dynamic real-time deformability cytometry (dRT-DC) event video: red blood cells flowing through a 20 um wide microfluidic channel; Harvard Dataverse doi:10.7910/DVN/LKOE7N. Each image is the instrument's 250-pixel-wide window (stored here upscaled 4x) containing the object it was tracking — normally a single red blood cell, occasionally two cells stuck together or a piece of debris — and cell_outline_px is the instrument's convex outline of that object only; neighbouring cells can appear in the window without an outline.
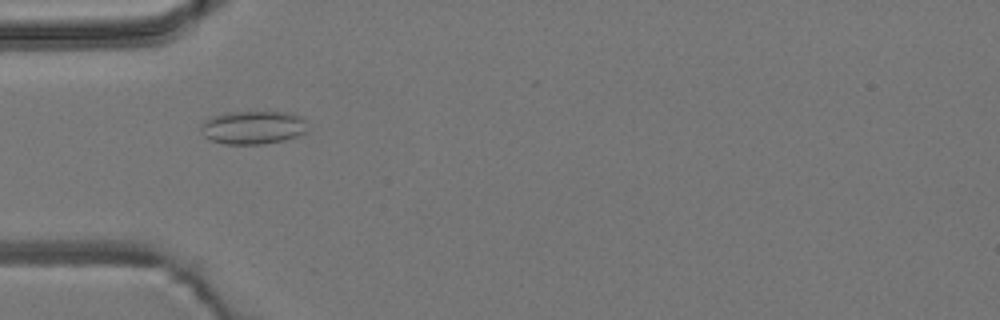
{"species": "common noctule bat (a hibernating species)", "species_latin": "Nyctalus noctula", "temperature_condition": "room temperature", "stored_images_in_passage": 4, "camera_frame_rate_fps": 3000, "um_per_image_px": 0.085, "animal": {"sex": "male", "body_mass_g": 19.2, "forearm_length_mm": 51.8}, "frame": {"image": 1, "passage_image": 4, "time_ms": 4.667, "image_size_px": [1000, 320], "cell_outline_px": [[304, 132], [296, 136], [284, 140], [264, 144], [224, 144], [208, 140], [200, 132], [200, 124], [204, 120], [212, 116], [228, 112], [292, 112], [300, 116], [304, 120]], "centroid_in_image_um": [21.42, 10.83], "position_along_channel_um": 63.6, "area_um2": 20.81}}